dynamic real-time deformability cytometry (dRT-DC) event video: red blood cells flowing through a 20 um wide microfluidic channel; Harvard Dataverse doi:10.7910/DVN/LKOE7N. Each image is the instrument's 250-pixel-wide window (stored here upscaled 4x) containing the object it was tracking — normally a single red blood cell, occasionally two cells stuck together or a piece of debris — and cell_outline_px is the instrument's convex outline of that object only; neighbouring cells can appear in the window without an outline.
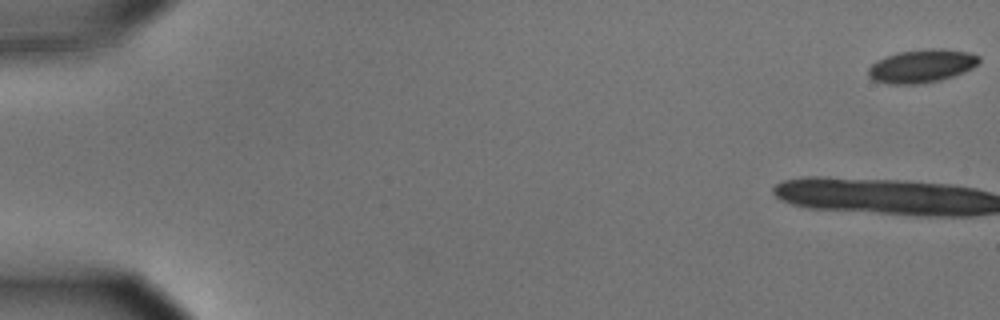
{"species": "common noctule bat (a hibernating species)", "species_latin": "Nyctalus noctula", "temperature_condition": "cold", "stored_images_in_passage": 14, "camera_frame_rate_fps": 3000, "um_per_image_px": 0.085, "animal": {"sex": "male", "body_mass_g": 15.6}, "frame": {"image": 1, "passage_image": 1, "time_ms": 0.0, "image_size_px": [1000, 320], "cell_outline_px": [[980, 60], [972, 68], [964, 72], [940, 80], [916, 84], [888, 84], [872, 80], [868, 76], [868, 68], [876, 60], [900, 52], [928, 48], [940, 48], [968, 52], [980, 56]], "centroid_in_image_um": [78.33, 5.61], "position_along_channel_um": 6.7, "area_um2": 21.39}}